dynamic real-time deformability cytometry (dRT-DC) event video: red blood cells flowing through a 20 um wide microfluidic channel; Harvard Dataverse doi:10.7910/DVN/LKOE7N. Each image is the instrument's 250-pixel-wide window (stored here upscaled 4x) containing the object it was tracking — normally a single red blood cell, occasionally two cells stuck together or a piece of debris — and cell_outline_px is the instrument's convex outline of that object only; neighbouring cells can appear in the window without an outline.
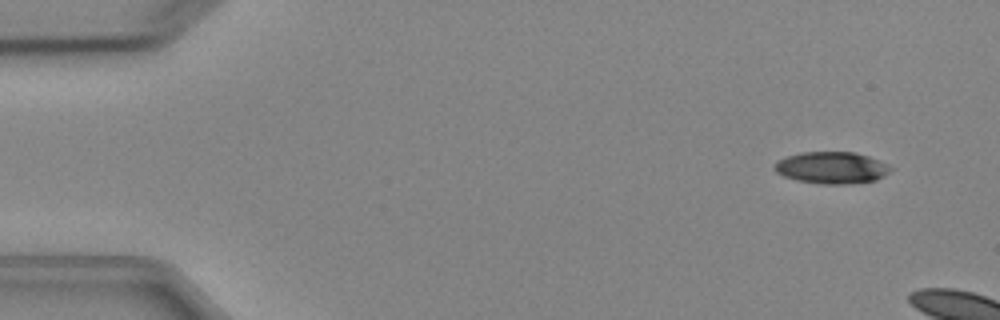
{"species": "Egyptian fruit bat (a non-hibernating species)", "species_latin": "Rousettus aegyptiacus", "temperature_condition": "cold", "stored_images_in_passage": 4, "camera_frame_rate_fps": 3000, "um_per_image_px": 0.085, "animal": {"sex": "female"}, "frame": {"image": 1, "passage_image": 2, "time_ms": 1.0, "image_size_px": [1000, 320], "cell_outline_px": [[896, 168], [884, 176], [876, 180], [852, 184], [820, 184], [796, 180], [784, 176], [776, 172], [772, 168], [772, 164], [776, 160], [800, 152], [852, 152], [868, 156], [888, 164]], "centroid_in_image_um": [70.69, 14.26], "position_along_channel_um": 14.3, "area_um2": 21.91}}